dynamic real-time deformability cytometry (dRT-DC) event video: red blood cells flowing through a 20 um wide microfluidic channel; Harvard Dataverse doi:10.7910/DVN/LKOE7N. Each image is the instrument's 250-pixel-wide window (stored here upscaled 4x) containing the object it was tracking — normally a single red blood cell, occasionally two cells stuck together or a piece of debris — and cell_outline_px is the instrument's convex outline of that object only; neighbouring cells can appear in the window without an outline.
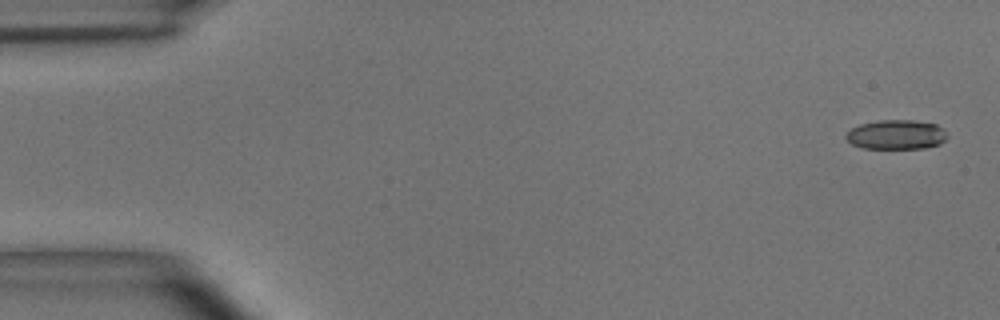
{"species": "common noctule bat (a hibernating species)", "species_latin": "Nyctalus noctula", "temperature_condition": "room temperature", "stored_images_in_passage": 4, "camera_frame_rate_fps": 3000, "um_per_image_px": 0.085, "animal": {"sex": "male", "body_mass_g": 15.6}, "frame": {"image": 1, "passage_image": 1, "time_ms": 0.0, "image_size_px": [1000, 320], "cell_outline_px": [[948, 136], [940, 144], [924, 148], [864, 148], [852, 144], [844, 136], [852, 128], [860, 124], [880, 120], [912, 120], [936, 124], [948, 132]], "centroid_in_image_um": [76.21, 11.44], "position_along_channel_um": 8.8, "area_um2": 17.34}}